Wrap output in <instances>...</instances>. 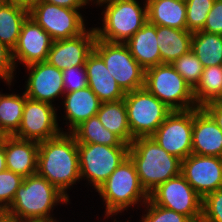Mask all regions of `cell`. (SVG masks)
<instances>
[{
  "mask_svg": "<svg viewBox=\"0 0 222 222\" xmlns=\"http://www.w3.org/2000/svg\"><path fill=\"white\" fill-rule=\"evenodd\" d=\"M37 174L69 198L66 190L80 180L78 143L72 133L39 143Z\"/></svg>",
  "mask_w": 222,
  "mask_h": 222,
  "instance_id": "6da1fadb",
  "label": "cell"
},
{
  "mask_svg": "<svg viewBox=\"0 0 222 222\" xmlns=\"http://www.w3.org/2000/svg\"><path fill=\"white\" fill-rule=\"evenodd\" d=\"M69 200L57 187L36 173L23 179L11 205L3 214L5 218L17 222L55 220L50 213L54 206L67 204Z\"/></svg>",
  "mask_w": 222,
  "mask_h": 222,
  "instance_id": "7a4b0ae2",
  "label": "cell"
},
{
  "mask_svg": "<svg viewBox=\"0 0 222 222\" xmlns=\"http://www.w3.org/2000/svg\"><path fill=\"white\" fill-rule=\"evenodd\" d=\"M129 157L148 195L161 183L181 173V160L169 154L151 136L135 138L129 145Z\"/></svg>",
  "mask_w": 222,
  "mask_h": 222,
  "instance_id": "3957f363",
  "label": "cell"
},
{
  "mask_svg": "<svg viewBox=\"0 0 222 222\" xmlns=\"http://www.w3.org/2000/svg\"><path fill=\"white\" fill-rule=\"evenodd\" d=\"M105 202V215H118L128 207L140 204L143 206L149 195L140 184L134 162L128 156L96 190ZM140 202V203H139Z\"/></svg>",
  "mask_w": 222,
  "mask_h": 222,
  "instance_id": "277c9868",
  "label": "cell"
},
{
  "mask_svg": "<svg viewBox=\"0 0 222 222\" xmlns=\"http://www.w3.org/2000/svg\"><path fill=\"white\" fill-rule=\"evenodd\" d=\"M105 6L103 27H95L96 37L109 42H127L147 22V5L137 0H94Z\"/></svg>",
  "mask_w": 222,
  "mask_h": 222,
  "instance_id": "5b68a950",
  "label": "cell"
},
{
  "mask_svg": "<svg viewBox=\"0 0 222 222\" xmlns=\"http://www.w3.org/2000/svg\"><path fill=\"white\" fill-rule=\"evenodd\" d=\"M144 87L172 111L197 108L193 89L171 64H160L145 70Z\"/></svg>",
  "mask_w": 222,
  "mask_h": 222,
  "instance_id": "8992f818",
  "label": "cell"
},
{
  "mask_svg": "<svg viewBox=\"0 0 222 222\" xmlns=\"http://www.w3.org/2000/svg\"><path fill=\"white\" fill-rule=\"evenodd\" d=\"M124 102L133 139L150 137L172 112L145 87L127 92Z\"/></svg>",
  "mask_w": 222,
  "mask_h": 222,
  "instance_id": "52a82bcc",
  "label": "cell"
},
{
  "mask_svg": "<svg viewBox=\"0 0 222 222\" xmlns=\"http://www.w3.org/2000/svg\"><path fill=\"white\" fill-rule=\"evenodd\" d=\"M94 51L125 93L144 87L145 69L134 59L126 43L97 38Z\"/></svg>",
  "mask_w": 222,
  "mask_h": 222,
  "instance_id": "ba28073f",
  "label": "cell"
},
{
  "mask_svg": "<svg viewBox=\"0 0 222 222\" xmlns=\"http://www.w3.org/2000/svg\"><path fill=\"white\" fill-rule=\"evenodd\" d=\"M80 179L98 189L129 156V146L78 143Z\"/></svg>",
  "mask_w": 222,
  "mask_h": 222,
  "instance_id": "9c48e42d",
  "label": "cell"
},
{
  "mask_svg": "<svg viewBox=\"0 0 222 222\" xmlns=\"http://www.w3.org/2000/svg\"><path fill=\"white\" fill-rule=\"evenodd\" d=\"M79 11V12H78ZM29 16L55 40L71 39L86 31L79 9L57 6L41 0L29 8Z\"/></svg>",
  "mask_w": 222,
  "mask_h": 222,
  "instance_id": "30bf717a",
  "label": "cell"
},
{
  "mask_svg": "<svg viewBox=\"0 0 222 222\" xmlns=\"http://www.w3.org/2000/svg\"><path fill=\"white\" fill-rule=\"evenodd\" d=\"M149 199L155 205L187 216L191 221L202 217V197L181 173L161 183L149 194Z\"/></svg>",
  "mask_w": 222,
  "mask_h": 222,
  "instance_id": "8fae6325",
  "label": "cell"
},
{
  "mask_svg": "<svg viewBox=\"0 0 222 222\" xmlns=\"http://www.w3.org/2000/svg\"><path fill=\"white\" fill-rule=\"evenodd\" d=\"M192 134L193 109L172 111L151 137L182 161L192 154Z\"/></svg>",
  "mask_w": 222,
  "mask_h": 222,
  "instance_id": "7c38bea8",
  "label": "cell"
},
{
  "mask_svg": "<svg viewBox=\"0 0 222 222\" xmlns=\"http://www.w3.org/2000/svg\"><path fill=\"white\" fill-rule=\"evenodd\" d=\"M56 110L53 104L27 98L20 127L13 136L38 143L58 136L64 131L58 126Z\"/></svg>",
  "mask_w": 222,
  "mask_h": 222,
  "instance_id": "4fadbf2b",
  "label": "cell"
},
{
  "mask_svg": "<svg viewBox=\"0 0 222 222\" xmlns=\"http://www.w3.org/2000/svg\"><path fill=\"white\" fill-rule=\"evenodd\" d=\"M181 174L203 198L222 188V157L191 154L181 161Z\"/></svg>",
  "mask_w": 222,
  "mask_h": 222,
  "instance_id": "5bb4252c",
  "label": "cell"
},
{
  "mask_svg": "<svg viewBox=\"0 0 222 222\" xmlns=\"http://www.w3.org/2000/svg\"><path fill=\"white\" fill-rule=\"evenodd\" d=\"M53 41L51 36L28 16L22 25L17 44L12 50L15 68L18 61L26 66L46 61Z\"/></svg>",
  "mask_w": 222,
  "mask_h": 222,
  "instance_id": "9a60e30c",
  "label": "cell"
},
{
  "mask_svg": "<svg viewBox=\"0 0 222 222\" xmlns=\"http://www.w3.org/2000/svg\"><path fill=\"white\" fill-rule=\"evenodd\" d=\"M25 67L30 72L24 92L27 98L52 104L55 98L64 96L63 73L60 69L47 61Z\"/></svg>",
  "mask_w": 222,
  "mask_h": 222,
  "instance_id": "2e32d148",
  "label": "cell"
},
{
  "mask_svg": "<svg viewBox=\"0 0 222 222\" xmlns=\"http://www.w3.org/2000/svg\"><path fill=\"white\" fill-rule=\"evenodd\" d=\"M91 29L71 39L53 41L46 61L61 71L72 66H85L97 39L94 28Z\"/></svg>",
  "mask_w": 222,
  "mask_h": 222,
  "instance_id": "e0dca14e",
  "label": "cell"
},
{
  "mask_svg": "<svg viewBox=\"0 0 222 222\" xmlns=\"http://www.w3.org/2000/svg\"><path fill=\"white\" fill-rule=\"evenodd\" d=\"M192 154L222 157V130L203 107L193 109Z\"/></svg>",
  "mask_w": 222,
  "mask_h": 222,
  "instance_id": "ac0fdd59",
  "label": "cell"
},
{
  "mask_svg": "<svg viewBox=\"0 0 222 222\" xmlns=\"http://www.w3.org/2000/svg\"><path fill=\"white\" fill-rule=\"evenodd\" d=\"M5 160L8 170L23 178L37 173L39 143L15 136H4Z\"/></svg>",
  "mask_w": 222,
  "mask_h": 222,
  "instance_id": "d6986e66",
  "label": "cell"
},
{
  "mask_svg": "<svg viewBox=\"0 0 222 222\" xmlns=\"http://www.w3.org/2000/svg\"><path fill=\"white\" fill-rule=\"evenodd\" d=\"M88 86L101 102L123 100L125 92L105 66L103 59L93 51L85 62Z\"/></svg>",
  "mask_w": 222,
  "mask_h": 222,
  "instance_id": "ffe728a7",
  "label": "cell"
},
{
  "mask_svg": "<svg viewBox=\"0 0 222 222\" xmlns=\"http://www.w3.org/2000/svg\"><path fill=\"white\" fill-rule=\"evenodd\" d=\"M65 120L69 121L68 131L71 133L83 121L95 116L99 111L101 101L91 88L85 87L64 94Z\"/></svg>",
  "mask_w": 222,
  "mask_h": 222,
  "instance_id": "44dd1931",
  "label": "cell"
},
{
  "mask_svg": "<svg viewBox=\"0 0 222 222\" xmlns=\"http://www.w3.org/2000/svg\"><path fill=\"white\" fill-rule=\"evenodd\" d=\"M134 59L146 70L162 64L156 25L146 22L127 42Z\"/></svg>",
  "mask_w": 222,
  "mask_h": 222,
  "instance_id": "7402d4cb",
  "label": "cell"
},
{
  "mask_svg": "<svg viewBox=\"0 0 222 222\" xmlns=\"http://www.w3.org/2000/svg\"><path fill=\"white\" fill-rule=\"evenodd\" d=\"M147 21L154 25L187 30L185 0H145Z\"/></svg>",
  "mask_w": 222,
  "mask_h": 222,
  "instance_id": "603a6c76",
  "label": "cell"
},
{
  "mask_svg": "<svg viewBox=\"0 0 222 222\" xmlns=\"http://www.w3.org/2000/svg\"><path fill=\"white\" fill-rule=\"evenodd\" d=\"M193 32L156 25L157 44L162 64H172L191 50Z\"/></svg>",
  "mask_w": 222,
  "mask_h": 222,
  "instance_id": "cb8c5ba5",
  "label": "cell"
},
{
  "mask_svg": "<svg viewBox=\"0 0 222 222\" xmlns=\"http://www.w3.org/2000/svg\"><path fill=\"white\" fill-rule=\"evenodd\" d=\"M28 16L26 7L0 1V42L13 50Z\"/></svg>",
  "mask_w": 222,
  "mask_h": 222,
  "instance_id": "d4e9b609",
  "label": "cell"
},
{
  "mask_svg": "<svg viewBox=\"0 0 222 222\" xmlns=\"http://www.w3.org/2000/svg\"><path fill=\"white\" fill-rule=\"evenodd\" d=\"M96 115L106 129L116 134L124 143H132L134 139L128 125L124 99L102 102Z\"/></svg>",
  "mask_w": 222,
  "mask_h": 222,
  "instance_id": "484cf974",
  "label": "cell"
},
{
  "mask_svg": "<svg viewBox=\"0 0 222 222\" xmlns=\"http://www.w3.org/2000/svg\"><path fill=\"white\" fill-rule=\"evenodd\" d=\"M191 51L197 56L204 68L222 65V35L202 30L193 32Z\"/></svg>",
  "mask_w": 222,
  "mask_h": 222,
  "instance_id": "4316f807",
  "label": "cell"
},
{
  "mask_svg": "<svg viewBox=\"0 0 222 222\" xmlns=\"http://www.w3.org/2000/svg\"><path fill=\"white\" fill-rule=\"evenodd\" d=\"M27 96L1 94L0 92V136H13L19 129Z\"/></svg>",
  "mask_w": 222,
  "mask_h": 222,
  "instance_id": "83f0119b",
  "label": "cell"
},
{
  "mask_svg": "<svg viewBox=\"0 0 222 222\" xmlns=\"http://www.w3.org/2000/svg\"><path fill=\"white\" fill-rule=\"evenodd\" d=\"M71 133L75 136L77 143L129 146L116 134L106 129L98 119L97 115L83 121Z\"/></svg>",
  "mask_w": 222,
  "mask_h": 222,
  "instance_id": "f1b7e54d",
  "label": "cell"
},
{
  "mask_svg": "<svg viewBox=\"0 0 222 222\" xmlns=\"http://www.w3.org/2000/svg\"><path fill=\"white\" fill-rule=\"evenodd\" d=\"M222 89V65L204 68L200 81L193 89L195 103L203 107L206 103L213 101Z\"/></svg>",
  "mask_w": 222,
  "mask_h": 222,
  "instance_id": "f546056e",
  "label": "cell"
},
{
  "mask_svg": "<svg viewBox=\"0 0 222 222\" xmlns=\"http://www.w3.org/2000/svg\"><path fill=\"white\" fill-rule=\"evenodd\" d=\"M171 65L192 89H194L200 81L201 74L204 70L203 64L191 50L176 59Z\"/></svg>",
  "mask_w": 222,
  "mask_h": 222,
  "instance_id": "4dcf8cb0",
  "label": "cell"
},
{
  "mask_svg": "<svg viewBox=\"0 0 222 222\" xmlns=\"http://www.w3.org/2000/svg\"><path fill=\"white\" fill-rule=\"evenodd\" d=\"M214 2L215 0H185L188 31L196 32L203 29Z\"/></svg>",
  "mask_w": 222,
  "mask_h": 222,
  "instance_id": "1f68e13d",
  "label": "cell"
},
{
  "mask_svg": "<svg viewBox=\"0 0 222 222\" xmlns=\"http://www.w3.org/2000/svg\"><path fill=\"white\" fill-rule=\"evenodd\" d=\"M23 177L8 169L0 172V212L4 213L11 205L16 190L23 182Z\"/></svg>",
  "mask_w": 222,
  "mask_h": 222,
  "instance_id": "d6a6232c",
  "label": "cell"
},
{
  "mask_svg": "<svg viewBox=\"0 0 222 222\" xmlns=\"http://www.w3.org/2000/svg\"><path fill=\"white\" fill-rule=\"evenodd\" d=\"M144 206L147 208V212L142 216L140 222H191L187 216L155 205L150 199Z\"/></svg>",
  "mask_w": 222,
  "mask_h": 222,
  "instance_id": "836d02e7",
  "label": "cell"
},
{
  "mask_svg": "<svg viewBox=\"0 0 222 222\" xmlns=\"http://www.w3.org/2000/svg\"><path fill=\"white\" fill-rule=\"evenodd\" d=\"M201 218L207 222H222V188L202 198Z\"/></svg>",
  "mask_w": 222,
  "mask_h": 222,
  "instance_id": "e575fe53",
  "label": "cell"
},
{
  "mask_svg": "<svg viewBox=\"0 0 222 222\" xmlns=\"http://www.w3.org/2000/svg\"><path fill=\"white\" fill-rule=\"evenodd\" d=\"M65 92L77 91L88 87L85 66H72L62 71Z\"/></svg>",
  "mask_w": 222,
  "mask_h": 222,
  "instance_id": "d590c367",
  "label": "cell"
},
{
  "mask_svg": "<svg viewBox=\"0 0 222 222\" xmlns=\"http://www.w3.org/2000/svg\"><path fill=\"white\" fill-rule=\"evenodd\" d=\"M15 69L12 50L0 42V78L9 86L14 79Z\"/></svg>",
  "mask_w": 222,
  "mask_h": 222,
  "instance_id": "8d00e7d4",
  "label": "cell"
},
{
  "mask_svg": "<svg viewBox=\"0 0 222 222\" xmlns=\"http://www.w3.org/2000/svg\"><path fill=\"white\" fill-rule=\"evenodd\" d=\"M202 31L222 35V0H215Z\"/></svg>",
  "mask_w": 222,
  "mask_h": 222,
  "instance_id": "74e56055",
  "label": "cell"
},
{
  "mask_svg": "<svg viewBox=\"0 0 222 222\" xmlns=\"http://www.w3.org/2000/svg\"><path fill=\"white\" fill-rule=\"evenodd\" d=\"M203 108L211 115L218 127L222 130V104L211 101L206 103Z\"/></svg>",
  "mask_w": 222,
  "mask_h": 222,
  "instance_id": "f35d334b",
  "label": "cell"
},
{
  "mask_svg": "<svg viewBox=\"0 0 222 222\" xmlns=\"http://www.w3.org/2000/svg\"><path fill=\"white\" fill-rule=\"evenodd\" d=\"M47 3L55 4L57 6L67 7L70 9H82L83 7L90 4L94 0H41Z\"/></svg>",
  "mask_w": 222,
  "mask_h": 222,
  "instance_id": "ab89813d",
  "label": "cell"
},
{
  "mask_svg": "<svg viewBox=\"0 0 222 222\" xmlns=\"http://www.w3.org/2000/svg\"><path fill=\"white\" fill-rule=\"evenodd\" d=\"M6 169L4 136H0V172Z\"/></svg>",
  "mask_w": 222,
  "mask_h": 222,
  "instance_id": "60d3db41",
  "label": "cell"
},
{
  "mask_svg": "<svg viewBox=\"0 0 222 222\" xmlns=\"http://www.w3.org/2000/svg\"><path fill=\"white\" fill-rule=\"evenodd\" d=\"M4 3L17 4L26 7L29 9L31 5L35 2V0H0Z\"/></svg>",
  "mask_w": 222,
  "mask_h": 222,
  "instance_id": "b9f144b4",
  "label": "cell"
},
{
  "mask_svg": "<svg viewBox=\"0 0 222 222\" xmlns=\"http://www.w3.org/2000/svg\"><path fill=\"white\" fill-rule=\"evenodd\" d=\"M213 101L222 104V89L220 94Z\"/></svg>",
  "mask_w": 222,
  "mask_h": 222,
  "instance_id": "7bdbcfd3",
  "label": "cell"
},
{
  "mask_svg": "<svg viewBox=\"0 0 222 222\" xmlns=\"http://www.w3.org/2000/svg\"><path fill=\"white\" fill-rule=\"evenodd\" d=\"M1 222H17V221H13V220H10V219H7V218H4Z\"/></svg>",
  "mask_w": 222,
  "mask_h": 222,
  "instance_id": "ee69618b",
  "label": "cell"
},
{
  "mask_svg": "<svg viewBox=\"0 0 222 222\" xmlns=\"http://www.w3.org/2000/svg\"><path fill=\"white\" fill-rule=\"evenodd\" d=\"M191 222H207V221H205L204 219H198V220H194V221H191Z\"/></svg>",
  "mask_w": 222,
  "mask_h": 222,
  "instance_id": "f6af8a7d",
  "label": "cell"
},
{
  "mask_svg": "<svg viewBox=\"0 0 222 222\" xmlns=\"http://www.w3.org/2000/svg\"><path fill=\"white\" fill-rule=\"evenodd\" d=\"M5 218L4 214L0 212V222Z\"/></svg>",
  "mask_w": 222,
  "mask_h": 222,
  "instance_id": "bcb514c9",
  "label": "cell"
},
{
  "mask_svg": "<svg viewBox=\"0 0 222 222\" xmlns=\"http://www.w3.org/2000/svg\"><path fill=\"white\" fill-rule=\"evenodd\" d=\"M42 222H59V221H56V219H55V220H50V221H42Z\"/></svg>",
  "mask_w": 222,
  "mask_h": 222,
  "instance_id": "7dc6e473",
  "label": "cell"
}]
</instances>
